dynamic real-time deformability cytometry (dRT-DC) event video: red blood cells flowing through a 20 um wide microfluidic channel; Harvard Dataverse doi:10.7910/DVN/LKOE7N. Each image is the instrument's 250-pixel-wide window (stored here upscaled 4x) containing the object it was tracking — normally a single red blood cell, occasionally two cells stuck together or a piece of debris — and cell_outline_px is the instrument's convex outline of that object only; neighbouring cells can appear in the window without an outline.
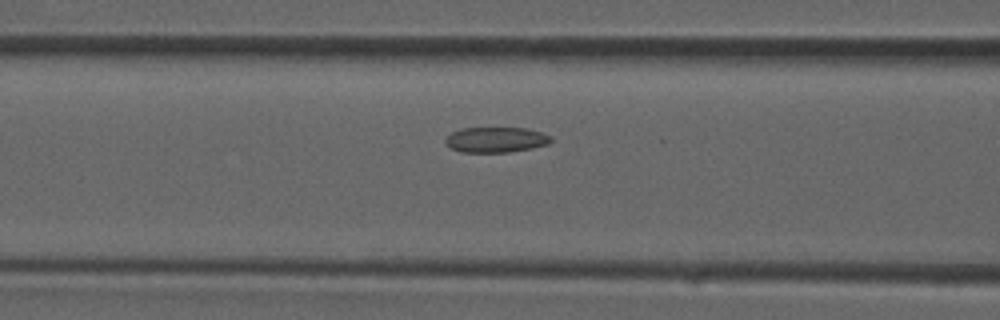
{"species": "common noctule bat (a hibernating species)", "species_latin": "Nyctalus noctula", "temperature_condition": "room temperature", "stored_images_in_passage": 26, "camera_frame_rate_fps": 3000, "um_per_image_px": 0.085, "animal": {"sex": "male", "forearm_length_mm": 52.5}, "frame": {"image": 1, "passage_image": 5, "time_ms": 1.333, "image_size_px": [1000, 320], "cell_outline_px": [[552, 140], [548, 144], [532, 148], [508, 152], [460, 152], [448, 148], [444, 144], [444, 140], [452, 132], [460, 128], [524, 128], [544, 132], [552, 136]], "centroid_in_image_um": [42.13, 11.88], "position_along_channel_um": 124.5, "area_um2": 15.84}}
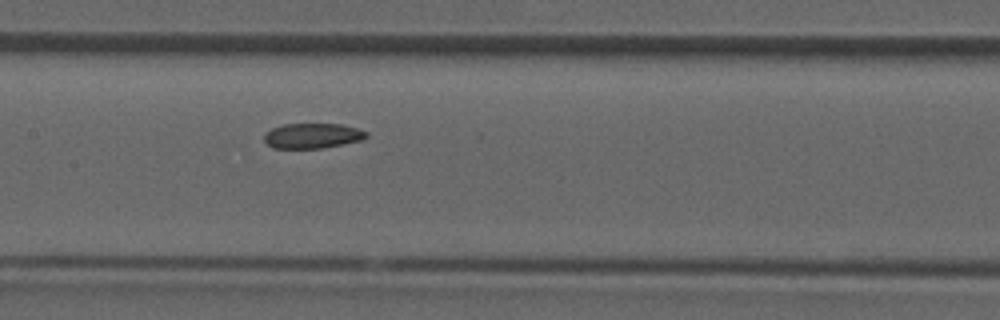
{"frame": {"image": 2, "passage_image": 8, "time_ms": 2.333, "image_size_px": [1000, 320], "cell_outline_px": [[368, 136], [360, 140], [320, 148], [272, 148], [264, 140], [264, 132], [272, 128], [284, 124], [340, 124], [356, 128], [368, 132]], "centroid_in_image_um": [26.51, 11.53], "position_along_channel_um": 180.9, "area_um2": 14.8}}